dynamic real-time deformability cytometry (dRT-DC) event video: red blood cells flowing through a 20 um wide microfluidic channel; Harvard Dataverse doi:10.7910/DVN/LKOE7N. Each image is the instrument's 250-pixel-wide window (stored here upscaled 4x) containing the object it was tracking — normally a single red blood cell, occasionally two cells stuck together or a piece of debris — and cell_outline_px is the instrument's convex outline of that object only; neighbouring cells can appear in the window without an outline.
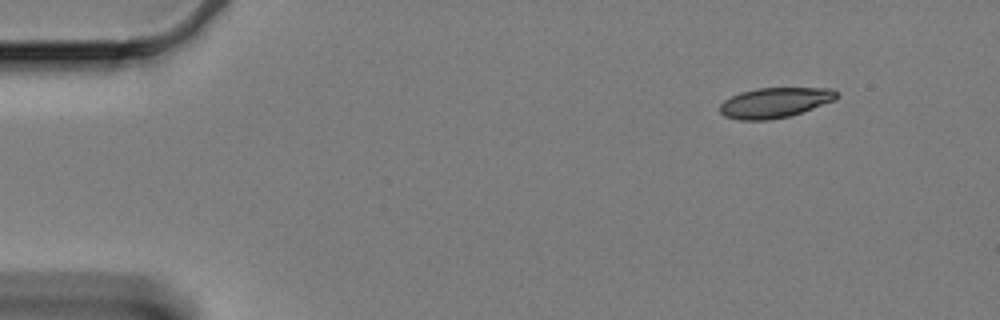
{"species": "Egyptian fruit bat (a non-hibernating species)", "species_latin": "Rousettus aegyptiacus", "temperature_condition": "cold", "stored_images_in_passage": 41, "camera_frame_rate_fps": 3000, "um_per_image_px": 0.085, "animal": {"sex": "female"}, "frame": {"image": 1, "passage_image": 1, "time_ms": 0.0, "image_size_px": [1000, 320], "cell_outline_px": [[840, 96], [836, 100], [788, 116], [768, 120], [740, 120], [724, 116], [720, 112], [720, 104], [724, 100], [740, 92], [756, 88], [832, 88], [840, 92]], "centroid_in_image_um": [65.89, 8.71], "position_along_channel_um": 19.1, "area_um2": 20.58}}
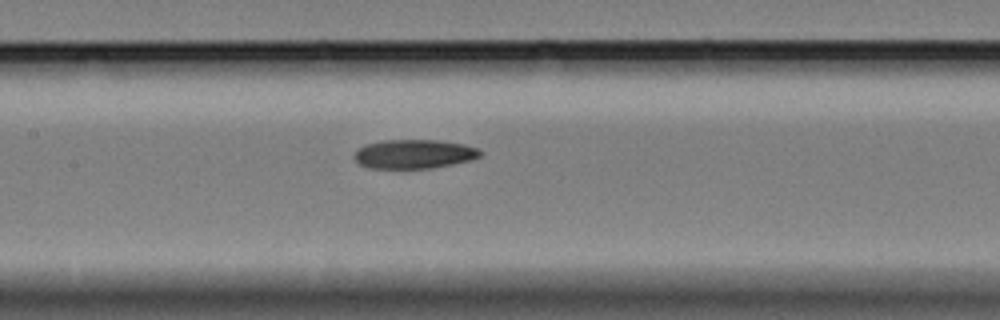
{"frame": {"image": 2, "passage_image": 23, "time_ms": 7.333, "image_size_px": [1000, 320], "cell_outline_px": [[484, 152], [480, 156], [472, 160], [432, 168], [368, 168], [360, 164], [352, 156], [364, 144], [384, 140], [436, 140], [464, 144], [476, 148]], "centroid_in_image_um": [35.2, 13.09], "position_along_channel_um": 172.2, "area_um2": 21.33}}
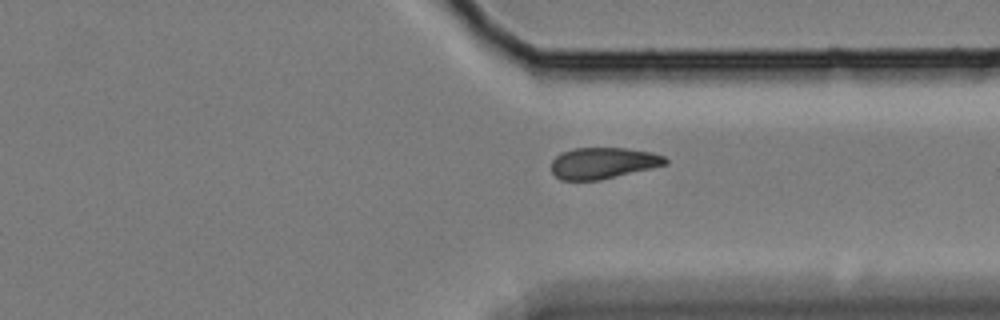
{"frame": {"image": 3, "passage_image": 40, "time_ms": 13.0, "image_size_px": [1000, 320], "cell_outline_px": [[668, 164], [600, 180], [560, 180], [552, 172], [552, 160], [560, 152], [576, 148], [628, 148], [652, 152], [664, 156], [668, 160]], "centroid_in_image_um": [51.26, 13.85], "position_along_channel_um": 360.1, "area_um2": 20.81}}